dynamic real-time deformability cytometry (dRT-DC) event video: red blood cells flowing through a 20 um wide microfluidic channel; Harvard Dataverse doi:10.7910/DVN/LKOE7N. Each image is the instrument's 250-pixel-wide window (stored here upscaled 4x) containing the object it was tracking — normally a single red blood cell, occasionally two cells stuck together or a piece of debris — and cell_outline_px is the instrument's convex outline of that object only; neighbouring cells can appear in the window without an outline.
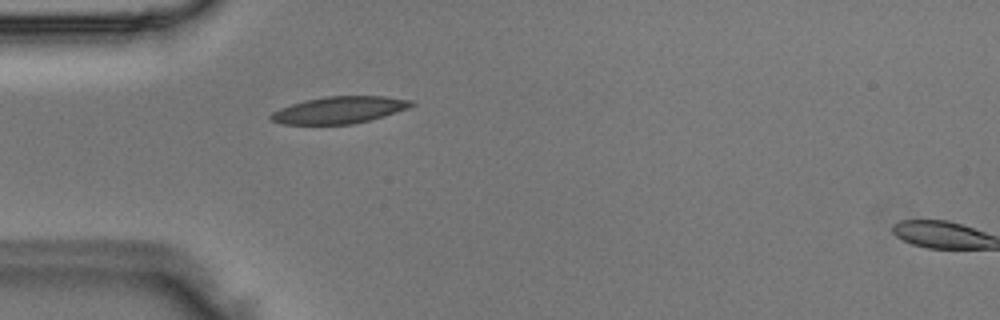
{"species": "Egyptian fruit bat (a non-hibernating species)", "species_latin": "Rousettus aegyptiacus", "temperature_condition": "room temperature", "stored_images_in_passage": 5, "camera_frame_rate_fps": 3000, "um_per_image_px": 0.085, "animal": {"sex": "male"}, "frame": {"image": 1, "passage_image": 4, "time_ms": 1.0, "image_size_px": [1000, 320], "cell_outline_px": [[416, 104], [408, 108], [384, 116], [352, 124], [280, 124], [268, 120], [268, 116], [272, 112], [280, 108], [304, 100], [328, 96], [384, 96], [412, 100]], "centroid_in_image_um": [28.81, 9.35], "position_along_channel_um": 56.2, "area_um2": 22.08}}